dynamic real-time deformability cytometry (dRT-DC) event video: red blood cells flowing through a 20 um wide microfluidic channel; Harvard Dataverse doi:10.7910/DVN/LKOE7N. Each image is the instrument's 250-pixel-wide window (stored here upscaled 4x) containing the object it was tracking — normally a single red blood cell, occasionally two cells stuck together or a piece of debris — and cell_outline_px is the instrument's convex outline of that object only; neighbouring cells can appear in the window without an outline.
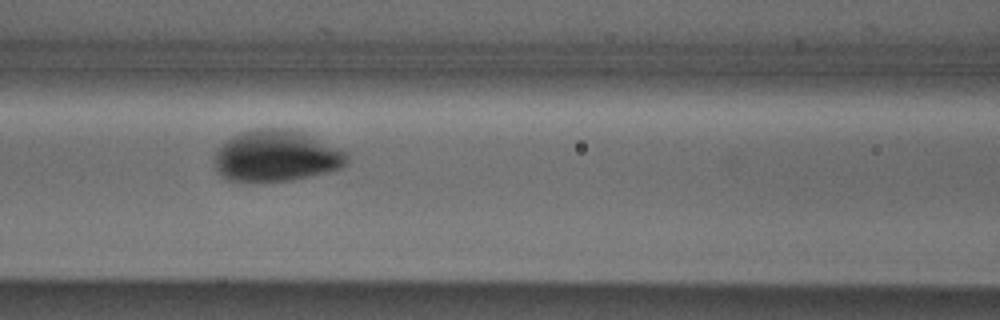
{"species": "Egyptian fruit bat (a non-hibernating species)", "species_latin": "Rousettus aegyptiacus", "temperature_condition": "cold", "stored_images_in_passage": 5, "camera_frame_rate_fps": 3000, "um_per_image_px": 0.085, "animal": {"sex": "male"}, "frame": {"image": 1, "passage_image": 4, "time_ms": 4.667, "image_size_px": [1000, 320], "cell_outline_px": [[348, 164], [340, 168], [328, 172], [292, 180], [228, 180], [220, 176], [212, 160], [212, 156], [224, 140], [232, 136], [244, 132], [260, 128], [292, 128], [344, 148], [348, 152]], "centroid_in_image_um": [23.52, 13.23], "position_along_channel_um": 143.1, "area_um2": 40.11}}
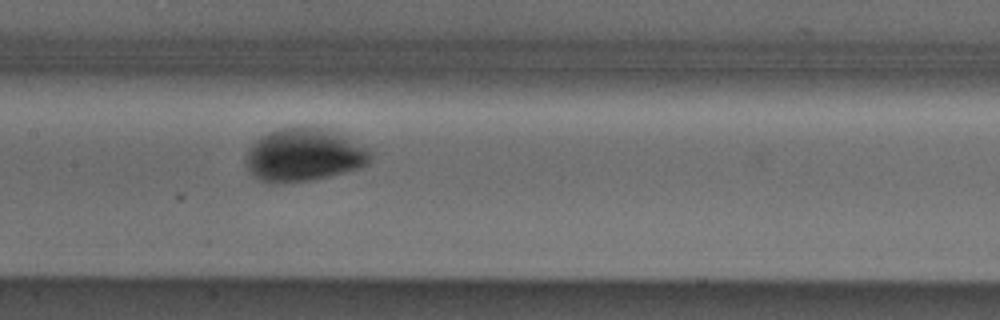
{"frame": {"image": 2, "passage_image": 5, "time_ms": 5.667, "image_size_px": [1000, 320], "cell_outline_px": [[368, 164], [360, 168], [312, 180], [272, 184], [268, 184], [260, 180], [248, 168], [244, 160], [248, 148], [260, 136], [276, 128], [296, 124], [308, 124], [328, 128], [344, 136], [364, 148], [368, 152]], "centroid_in_image_um": [25.75, 13.13], "position_along_channel_um": 181.7, "area_um2": 38.9}}